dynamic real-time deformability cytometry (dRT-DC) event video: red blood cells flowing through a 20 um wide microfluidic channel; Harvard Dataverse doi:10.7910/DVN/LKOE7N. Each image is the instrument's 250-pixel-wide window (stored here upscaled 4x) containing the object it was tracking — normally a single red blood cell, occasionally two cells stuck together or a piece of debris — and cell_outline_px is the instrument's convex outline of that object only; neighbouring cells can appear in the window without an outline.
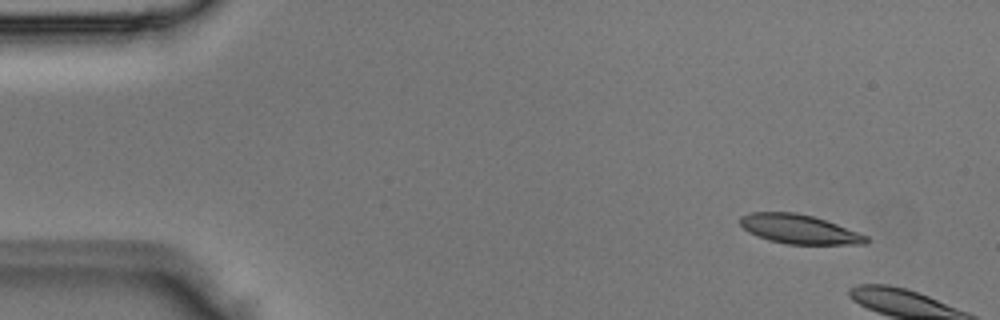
{"species": "Egyptian fruit bat (a non-hibernating species)", "species_latin": "Rousettus aegyptiacus", "temperature_condition": "room temperature", "stored_images_in_passage": 4, "camera_frame_rate_fps": 3000, "um_per_image_px": 0.085, "animal": {"sex": "male"}, "frame": {"image": 1, "passage_image": 1, "time_ms": 0.0, "image_size_px": [1000, 320], "cell_outline_px": [[868, 240], [864, 244], [788, 244], [768, 240], [756, 236], [748, 232], [740, 224], [740, 216], [752, 212], [796, 212], [812, 216], [860, 232], [868, 236]], "centroid_in_image_um": [67.91, 19.48], "position_along_channel_um": 17.1, "area_um2": 21.39}}